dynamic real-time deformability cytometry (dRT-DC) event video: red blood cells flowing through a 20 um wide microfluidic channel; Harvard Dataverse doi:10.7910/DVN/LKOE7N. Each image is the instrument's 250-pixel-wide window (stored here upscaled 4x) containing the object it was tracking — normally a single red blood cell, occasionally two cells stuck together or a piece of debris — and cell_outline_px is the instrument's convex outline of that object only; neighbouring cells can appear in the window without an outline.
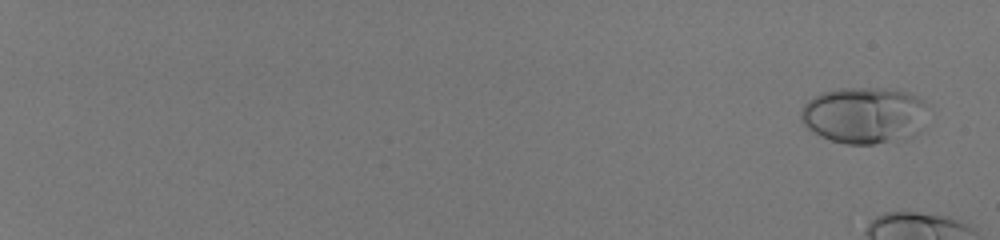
{"species": "human", "species_latin": "Homo sapiens", "temperature_condition": "room temperature", "stored_images_in_passage": 18, "camera_frame_rate_fps": 3000, "um_per_image_px": 0.085, "donor": {"sex": "male"}, "frame": {"image": 1, "passage_image": 2, "time_ms": 0.333, "image_size_px": [1000, 240], "cell_outline_px": [[928, 104], [920, 132], [896, 144], [844, 144], [820, 136], [808, 128], [800, 120], [800, 112], [804, 104], [808, 100], [824, 92], [840, 88], [884, 88], [908, 92], [924, 100]], "centroid_in_image_um": [73.5, 9.82], "position_along_channel_um": 11.5, "area_um2": 42.54}}